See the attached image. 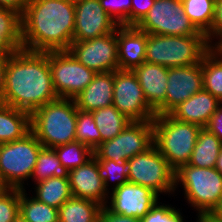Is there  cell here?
Listing matches in <instances>:
<instances>
[{
	"instance_id": "obj_1",
	"label": "cell",
	"mask_w": 222,
	"mask_h": 222,
	"mask_svg": "<svg viewBox=\"0 0 222 222\" xmlns=\"http://www.w3.org/2000/svg\"><path fill=\"white\" fill-rule=\"evenodd\" d=\"M58 99L53 86L49 52L25 49L8 56L4 104L30 114Z\"/></svg>"
},
{
	"instance_id": "obj_2",
	"label": "cell",
	"mask_w": 222,
	"mask_h": 222,
	"mask_svg": "<svg viewBox=\"0 0 222 222\" xmlns=\"http://www.w3.org/2000/svg\"><path fill=\"white\" fill-rule=\"evenodd\" d=\"M21 22L23 49L68 51L73 42L75 3L70 0H29Z\"/></svg>"
},
{
	"instance_id": "obj_3",
	"label": "cell",
	"mask_w": 222,
	"mask_h": 222,
	"mask_svg": "<svg viewBox=\"0 0 222 222\" xmlns=\"http://www.w3.org/2000/svg\"><path fill=\"white\" fill-rule=\"evenodd\" d=\"M77 105L74 99L58 98L30 114V129L46 148L76 141Z\"/></svg>"
},
{
	"instance_id": "obj_4",
	"label": "cell",
	"mask_w": 222,
	"mask_h": 222,
	"mask_svg": "<svg viewBox=\"0 0 222 222\" xmlns=\"http://www.w3.org/2000/svg\"><path fill=\"white\" fill-rule=\"evenodd\" d=\"M212 48L201 31L189 36L147 34L145 62L168 68L196 65Z\"/></svg>"
},
{
	"instance_id": "obj_5",
	"label": "cell",
	"mask_w": 222,
	"mask_h": 222,
	"mask_svg": "<svg viewBox=\"0 0 222 222\" xmlns=\"http://www.w3.org/2000/svg\"><path fill=\"white\" fill-rule=\"evenodd\" d=\"M154 127V146L176 171L188 164L196 145L201 126L182 122L170 114L156 115L152 120Z\"/></svg>"
},
{
	"instance_id": "obj_6",
	"label": "cell",
	"mask_w": 222,
	"mask_h": 222,
	"mask_svg": "<svg viewBox=\"0 0 222 222\" xmlns=\"http://www.w3.org/2000/svg\"><path fill=\"white\" fill-rule=\"evenodd\" d=\"M43 147L31 131L22 139L0 144V181L5 188H24L22 183L32 176Z\"/></svg>"
},
{
	"instance_id": "obj_7",
	"label": "cell",
	"mask_w": 222,
	"mask_h": 222,
	"mask_svg": "<svg viewBox=\"0 0 222 222\" xmlns=\"http://www.w3.org/2000/svg\"><path fill=\"white\" fill-rule=\"evenodd\" d=\"M179 181L189 204L198 213H211L222 198V174L215 167L182 165L175 171V186Z\"/></svg>"
},
{
	"instance_id": "obj_8",
	"label": "cell",
	"mask_w": 222,
	"mask_h": 222,
	"mask_svg": "<svg viewBox=\"0 0 222 222\" xmlns=\"http://www.w3.org/2000/svg\"><path fill=\"white\" fill-rule=\"evenodd\" d=\"M128 181L148 187L156 194L175 190V170L153 145L127 161Z\"/></svg>"
},
{
	"instance_id": "obj_9",
	"label": "cell",
	"mask_w": 222,
	"mask_h": 222,
	"mask_svg": "<svg viewBox=\"0 0 222 222\" xmlns=\"http://www.w3.org/2000/svg\"><path fill=\"white\" fill-rule=\"evenodd\" d=\"M153 143V121L130 122L120 134L102 142L93 150V156L115 162L128 161L135 155L146 152Z\"/></svg>"
},
{
	"instance_id": "obj_10",
	"label": "cell",
	"mask_w": 222,
	"mask_h": 222,
	"mask_svg": "<svg viewBox=\"0 0 222 222\" xmlns=\"http://www.w3.org/2000/svg\"><path fill=\"white\" fill-rule=\"evenodd\" d=\"M136 27L147 34L189 36L200 31L184 12L182 0H155Z\"/></svg>"
},
{
	"instance_id": "obj_11",
	"label": "cell",
	"mask_w": 222,
	"mask_h": 222,
	"mask_svg": "<svg viewBox=\"0 0 222 222\" xmlns=\"http://www.w3.org/2000/svg\"><path fill=\"white\" fill-rule=\"evenodd\" d=\"M49 65L58 98L74 99L97 74L69 51H49Z\"/></svg>"
},
{
	"instance_id": "obj_12",
	"label": "cell",
	"mask_w": 222,
	"mask_h": 222,
	"mask_svg": "<svg viewBox=\"0 0 222 222\" xmlns=\"http://www.w3.org/2000/svg\"><path fill=\"white\" fill-rule=\"evenodd\" d=\"M113 106L131 122L152 121L156 117L131 70L114 71Z\"/></svg>"
},
{
	"instance_id": "obj_13",
	"label": "cell",
	"mask_w": 222,
	"mask_h": 222,
	"mask_svg": "<svg viewBox=\"0 0 222 222\" xmlns=\"http://www.w3.org/2000/svg\"><path fill=\"white\" fill-rule=\"evenodd\" d=\"M68 51L96 73L119 70L117 29L104 36L72 42Z\"/></svg>"
},
{
	"instance_id": "obj_14",
	"label": "cell",
	"mask_w": 222,
	"mask_h": 222,
	"mask_svg": "<svg viewBox=\"0 0 222 222\" xmlns=\"http://www.w3.org/2000/svg\"><path fill=\"white\" fill-rule=\"evenodd\" d=\"M165 102L155 111L156 115L169 114L180 103L203 90L201 63L168 68Z\"/></svg>"
},
{
	"instance_id": "obj_15",
	"label": "cell",
	"mask_w": 222,
	"mask_h": 222,
	"mask_svg": "<svg viewBox=\"0 0 222 222\" xmlns=\"http://www.w3.org/2000/svg\"><path fill=\"white\" fill-rule=\"evenodd\" d=\"M119 25L102 8L99 0L75 2L73 42L97 38L115 32Z\"/></svg>"
},
{
	"instance_id": "obj_16",
	"label": "cell",
	"mask_w": 222,
	"mask_h": 222,
	"mask_svg": "<svg viewBox=\"0 0 222 222\" xmlns=\"http://www.w3.org/2000/svg\"><path fill=\"white\" fill-rule=\"evenodd\" d=\"M111 206L107 208L118 215L143 218L158 202V194L148 187L126 182L112 188Z\"/></svg>"
},
{
	"instance_id": "obj_17",
	"label": "cell",
	"mask_w": 222,
	"mask_h": 222,
	"mask_svg": "<svg viewBox=\"0 0 222 222\" xmlns=\"http://www.w3.org/2000/svg\"><path fill=\"white\" fill-rule=\"evenodd\" d=\"M72 197L88 199L107 205V190L98 172V162L93 156L84 165L69 171L68 175Z\"/></svg>"
},
{
	"instance_id": "obj_18",
	"label": "cell",
	"mask_w": 222,
	"mask_h": 222,
	"mask_svg": "<svg viewBox=\"0 0 222 222\" xmlns=\"http://www.w3.org/2000/svg\"><path fill=\"white\" fill-rule=\"evenodd\" d=\"M119 70H133L145 62L147 33L136 26L117 28Z\"/></svg>"
},
{
	"instance_id": "obj_19",
	"label": "cell",
	"mask_w": 222,
	"mask_h": 222,
	"mask_svg": "<svg viewBox=\"0 0 222 222\" xmlns=\"http://www.w3.org/2000/svg\"><path fill=\"white\" fill-rule=\"evenodd\" d=\"M220 106L221 102L203 89L180 103L169 114L179 121L194 123L203 128Z\"/></svg>"
},
{
	"instance_id": "obj_20",
	"label": "cell",
	"mask_w": 222,
	"mask_h": 222,
	"mask_svg": "<svg viewBox=\"0 0 222 222\" xmlns=\"http://www.w3.org/2000/svg\"><path fill=\"white\" fill-rule=\"evenodd\" d=\"M148 105L156 111L166 98L168 67L144 62L134 68Z\"/></svg>"
},
{
	"instance_id": "obj_21",
	"label": "cell",
	"mask_w": 222,
	"mask_h": 222,
	"mask_svg": "<svg viewBox=\"0 0 222 222\" xmlns=\"http://www.w3.org/2000/svg\"><path fill=\"white\" fill-rule=\"evenodd\" d=\"M114 71L97 73L75 98L77 109L91 112L113 105Z\"/></svg>"
},
{
	"instance_id": "obj_22",
	"label": "cell",
	"mask_w": 222,
	"mask_h": 222,
	"mask_svg": "<svg viewBox=\"0 0 222 222\" xmlns=\"http://www.w3.org/2000/svg\"><path fill=\"white\" fill-rule=\"evenodd\" d=\"M30 129V113L0 104V144L22 139Z\"/></svg>"
},
{
	"instance_id": "obj_23",
	"label": "cell",
	"mask_w": 222,
	"mask_h": 222,
	"mask_svg": "<svg viewBox=\"0 0 222 222\" xmlns=\"http://www.w3.org/2000/svg\"><path fill=\"white\" fill-rule=\"evenodd\" d=\"M23 49L21 15L0 8V56H10Z\"/></svg>"
},
{
	"instance_id": "obj_24",
	"label": "cell",
	"mask_w": 222,
	"mask_h": 222,
	"mask_svg": "<svg viewBox=\"0 0 222 222\" xmlns=\"http://www.w3.org/2000/svg\"><path fill=\"white\" fill-rule=\"evenodd\" d=\"M221 149L222 141L203 127L199 131L188 165L214 168Z\"/></svg>"
},
{
	"instance_id": "obj_25",
	"label": "cell",
	"mask_w": 222,
	"mask_h": 222,
	"mask_svg": "<svg viewBox=\"0 0 222 222\" xmlns=\"http://www.w3.org/2000/svg\"><path fill=\"white\" fill-rule=\"evenodd\" d=\"M102 207L92 200L71 197L59 208V222H97Z\"/></svg>"
},
{
	"instance_id": "obj_26",
	"label": "cell",
	"mask_w": 222,
	"mask_h": 222,
	"mask_svg": "<svg viewBox=\"0 0 222 222\" xmlns=\"http://www.w3.org/2000/svg\"><path fill=\"white\" fill-rule=\"evenodd\" d=\"M201 68L203 89L222 103V48H212L202 58Z\"/></svg>"
},
{
	"instance_id": "obj_27",
	"label": "cell",
	"mask_w": 222,
	"mask_h": 222,
	"mask_svg": "<svg viewBox=\"0 0 222 222\" xmlns=\"http://www.w3.org/2000/svg\"><path fill=\"white\" fill-rule=\"evenodd\" d=\"M36 184L34 198L57 209L72 197L68 178L51 177Z\"/></svg>"
},
{
	"instance_id": "obj_28",
	"label": "cell",
	"mask_w": 222,
	"mask_h": 222,
	"mask_svg": "<svg viewBox=\"0 0 222 222\" xmlns=\"http://www.w3.org/2000/svg\"><path fill=\"white\" fill-rule=\"evenodd\" d=\"M101 134V143L120 134L131 122L113 105L91 111Z\"/></svg>"
},
{
	"instance_id": "obj_29",
	"label": "cell",
	"mask_w": 222,
	"mask_h": 222,
	"mask_svg": "<svg viewBox=\"0 0 222 222\" xmlns=\"http://www.w3.org/2000/svg\"><path fill=\"white\" fill-rule=\"evenodd\" d=\"M24 190L19 189V215L26 222H59V209L28 199Z\"/></svg>"
},
{
	"instance_id": "obj_30",
	"label": "cell",
	"mask_w": 222,
	"mask_h": 222,
	"mask_svg": "<svg viewBox=\"0 0 222 222\" xmlns=\"http://www.w3.org/2000/svg\"><path fill=\"white\" fill-rule=\"evenodd\" d=\"M68 175L69 170L61 164L55 150L43 147L38 154L31 176L35 182L38 183L51 177L68 178Z\"/></svg>"
},
{
	"instance_id": "obj_31",
	"label": "cell",
	"mask_w": 222,
	"mask_h": 222,
	"mask_svg": "<svg viewBox=\"0 0 222 222\" xmlns=\"http://www.w3.org/2000/svg\"><path fill=\"white\" fill-rule=\"evenodd\" d=\"M184 12L193 25L201 32L211 29L215 0H182Z\"/></svg>"
},
{
	"instance_id": "obj_32",
	"label": "cell",
	"mask_w": 222,
	"mask_h": 222,
	"mask_svg": "<svg viewBox=\"0 0 222 222\" xmlns=\"http://www.w3.org/2000/svg\"><path fill=\"white\" fill-rule=\"evenodd\" d=\"M61 164L69 171L84 165L93 157V150L79 141L53 148Z\"/></svg>"
},
{
	"instance_id": "obj_33",
	"label": "cell",
	"mask_w": 222,
	"mask_h": 222,
	"mask_svg": "<svg viewBox=\"0 0 222 222\" xmlns=\"http://www.w3.org/2000/svg\"><path fill=\"white\" fill-rule=\"evenodd\" d=\"M76 141L95 150L101 144V134L96 127L91 112L78 110L76 123Z\"/></svg>"
},
{
	"instance_id": "obj_34",
	"label": "cell",
	"mask_w": 222,
	"mask_h": 222,
	"mask_svg": "<svg viewBox=\"0 0 222 222\" xmlns=\"http://www.w3.org/2000/svg\"><path fill=\"white\" fill-rule=\"evenodd\" d=\"M98 162V172L100 178L104 181L106 190L110 180H117L114 188L128 182V164L127 161L115 162L108 159H96Z\"/></svg>"
},
{
	"instance_id": "obj_35",
	"label": "cell",
	"mask_w": 222,
	"mask_h": 222,
	"mask_svg": "<svg viewBox=\"0 0 222 222\" xmlns=\"http://www.w3.org/2000/svg\"><path fill=\"white\" fill-rule=\"evenodd\" d=\"M19 217V189L5 188L0 193V222H14Z\"/></svg>"
},
{
	"instance_id": "obj_36",
	"label": "cell",
	"mask_w": 222,
	"mask_h": 222,
	"mask_svg": "<svg viewBox=\"0 0 222 222\" xmlns=\"http://www.w3.org/2000/svg\"><path fill=\"white\" fill-rule=\"evenodd\" d=\"M99 1L105 12L115 20L119 26H131V0Z\"/></svg>"
},
{
	"instance_id": "obj_37",
	"label": "cell",
	"mask_w": 222,
	"mask_h": 222,
	"mask_svg": "<svg viewBox=\"0 0 222 222\" xmlns=\"http://www.w3.org/2000/svg\"><path fill=\"white\" fill-rule=\"evenodd\" d=\"M157 204L158 202L140 219V222H183L180 210L177 211L174 207Z\"/></svg>"
},
{
	"instance_id": "obj_38",
	"label": "cell",
	"mask_w": 222,
	"mask_h": 222,
	"mask_svg": "<svg viewBox=\"0 0 222 222\" xmlns=\"http://www.w3.org/2000/svg\"><path fill=\"white\" fill-rule=\"evenodd\" d=\"M211 36H216L217 38L220 37V41L218 42V44L216 42L213 48H222V0H215L214 15L211 29L206 33V37L209 44L212 40Z\"/></svg>"
},
{
	"instance_id": "obj_39",
	"label": "cell",
	"mask_w": 222,
	"mask_h": 222,
	"mask_svg": "<svg viewBox=\"0 0 222 222\" xmlns=\"http://www.w3.org/2000/svg\"><path fill=\"white\" fill-rule=\"evenodd\" d=\"M138 1L131 0V26H136L143 19L153 6L155 0Z\"/></svg>"
},
{
	"instance_id": "obj_40",
	"label": "cell",
	"mask_w": 222,
	"mask_h": 222,
	"mask_svg": "<svg viewBox=\"0 0 222 222\" xmlns=\"http://www.w3.org/2000/svg\"><path fill=\"white\" fill-rule=\"evenodd\" d=\"M97 222H140V219L115 214L107 208V205H105L101 208Z\"/></svg>"
},
{
	"instance_id": "obj_41",
	"label": "cell",
	"mask_w": 222,
	"mask_h": 222,
	"mask_svg": "<svg viewBox=\"0 0 222 222\" xmlns=\"http://www.w3.org/2000/svg\"><path fill=\"white\" fill-rule=\"evenodd\" d=\"M205 128L222 141V106H220L211 116V119Z\"/></svg>"
},
{
	"instance_id": "obj_42",
	"label": "cell",
	"mask_w": 222,
	"mask_h": 222,
	"mask_svg": "<svg viewBox=\"0 0 222 222\" xmlns=\"http://www.w3.org/2000/svg\"><path fill=\"white\" fill-rule=\"evenodd\" d=\"M28 2L29 0H0V8L13 10L22 16Z\"/></svg>"
},
{
	"instance_id": "obj_43",
	"label": "cell",
	"mask_w": 222,
	"mask_h": 222,
	"mask_svg": "<svg viewBox=\"0 0 222 222\" xmlns=\"http://www.w3.org/2000/svg\"><path fill=\"white\" fill-rule=\"evenodd\" d=\"M8 56H0V104H4L5 74Z\"/></svg>"
},
{
	"instance_id": "obj_44",
	"label": "cell",
	"mask_w": 222,
	"mask_h": 222,
	"mask_svg": "<svg viewBox=\"0 0 222 222\" xmlns=\"http://www.w3.org/2000/svg\"><path fill=\"white\" fill-rule=\"evenodd\" d=\"M198 222H222L216 219L211 213H199Z\"/></svg>"
},
{
	"instance_id": "obj_45",
	"label": "cell",
	"mask_w": 222,
	"mask_h": 222,
	"mask_svg": "<svg viewBox=\"0 0 222 222\" xmlns=\"http://www.w3.org/2000/svg\"><path fill=\"white\" fill-rule=\"evenodd\" d=\"M211 214L218 220L222 221V198L219 200L218 205L212 210Z\"/></svg>"
},
{
	"instance_id": "obj_46",
	"label": "cell",
	"mask_w": 222,
	"mask_h": 222,
	"mask_svg": "<svg viewBox=\"0 0 222 222\" xmlns=\"http://www.w3.org/2000/svg\"><path fill=\"white\" fill-rule=\"evenodd\" d=\"M215 168L222 174V149L219 152V156L217 158Z\"/></svg>"
},
{
	"instance_id": "obj_47",
	"label": "cell",
	"mask_w": 222,
	"mask_h": 222,
	"mask_svg": "<svg viewBox=\"0 0 222 222\" xmlns=\"http://www.w3.org/2000/svg\"><path fill=\"white\" fill-rule=\"evenodd\" d=\"M14 222H26L20 215Z\"/></svg>"
},
{
	"instance_id": "obj_48",
	"label": "cell",
	"mask_w": 222,
	"mask_h": 222,
	"mask_svg": "<svg viewBox=\"0 0 222 222\" xmlns=\"http://www.w3.org/2000/svg\"><path fill=\"white\" fill-rule=\"evenodd\" d=\"M5 189V187L3 186L2 182L0 181V193Z\"/></svg>"
},
{
	"instance_id": "obj_49",
	"label": "cell",
	"mask_w": 222,
	"mask_h": 222,
	"mask_svg": "<svg viewBox=\"0 0 222 222\" xmlns=\"http://www.w3.org/2000/svg\"><path fill=\"white\" fill-rule=\"evenodd\" d=\"M70 1L75 3V2L80 1V0H70Z\"/></svg>"
}]
</instances>
